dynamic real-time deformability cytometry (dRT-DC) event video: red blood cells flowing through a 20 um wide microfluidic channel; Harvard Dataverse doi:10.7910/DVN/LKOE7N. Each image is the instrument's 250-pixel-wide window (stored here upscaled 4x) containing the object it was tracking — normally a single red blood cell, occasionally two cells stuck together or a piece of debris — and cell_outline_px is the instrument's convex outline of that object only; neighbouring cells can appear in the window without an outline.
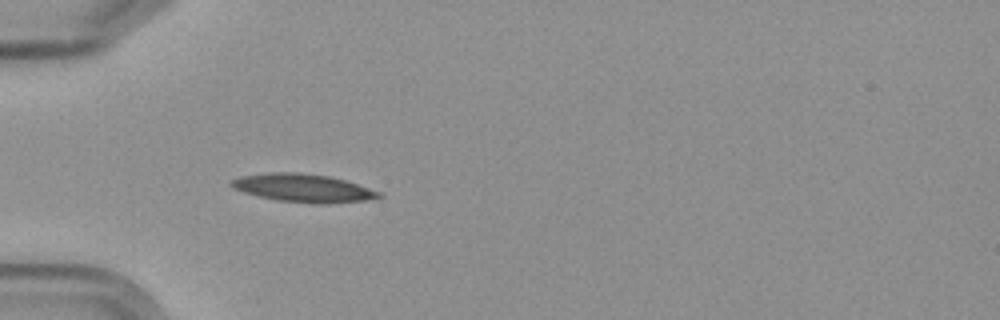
{"species": "Egyptian fruit bat (a non-hibernating species)", "species_latin": "Rousettus aegyptiacus", "temperature_condition": "cold", "stored_images_in_passage": 3, "camera_frame_rate_fps": 3000, "um_per_image_px": 0.085, "frame": {"image": 1, "passage_image": 3, "time_ms": 2.333, "image_size_px": [1000, 320], "cell_outline_px": [[384, 196], [364, 200], [328, 204], [316, 204], [280, 200], [260, 196], [244, 192], [232, 188], [228, 184], [232, 180], [244, 176], [268, 172], [300, 172], [332, 176], [380, 192]], "centroid_in_image_um": [25.77, 15.97], "position_along_channel_um": 59.2, "area_um2": 23.99}}